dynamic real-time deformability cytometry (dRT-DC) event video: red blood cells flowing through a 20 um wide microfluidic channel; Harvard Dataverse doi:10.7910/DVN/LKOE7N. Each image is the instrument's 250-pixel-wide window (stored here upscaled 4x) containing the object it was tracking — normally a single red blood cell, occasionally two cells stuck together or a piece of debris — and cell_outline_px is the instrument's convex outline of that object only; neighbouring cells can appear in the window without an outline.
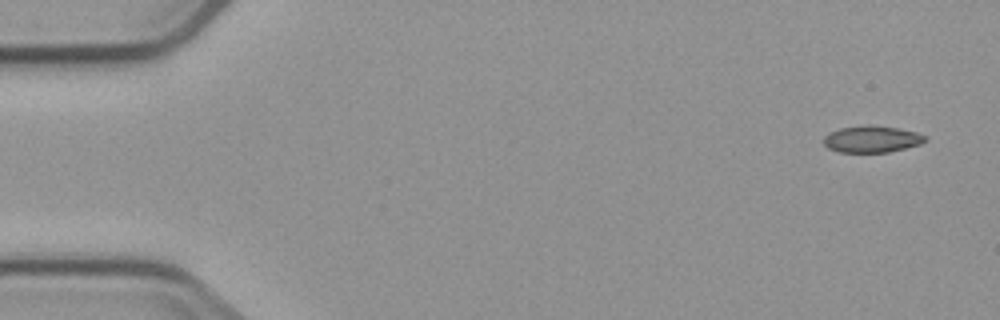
{"species": "common noctule bat (a hibernating species)", "species_latin": "Nyctalus noctula", "temperature_condition": "cold", "stored_images_in_passage": 3, "camera_frame_rate_fps": 3000, "um_per_image_px": 0.085, "animal": {"sex": "male", "body_mass_g": 23.1, "forearm_length_mm": 52.7}, "frame": {"image": 1, "passage_image": 1, "time_ms": 0.0, "image_size_px": [1000, 320], "cell_outline_px": [[928, 140], [920, 144], [888, 152], [840, 152], [828, 148], [824, 144], [824, 136], [828, 132], [840, 128], [872, 124], [896, 128], [916, 132], [928, 136]], "centroid_in_image_um": [74.11, 11.82], "position_along_channel_um": 10.9, "area_um2": 15.84}}
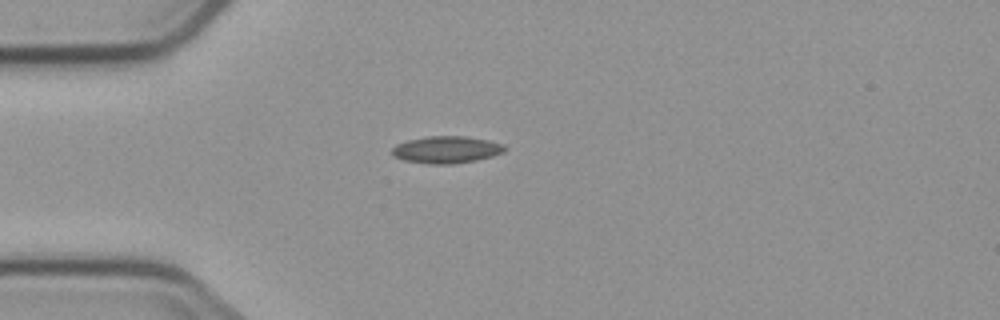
{"frame": {"image": 2, "passage_image": 3, "time_ms": 4.0, "image_size_px": [1000, 320], "cell_outline_px": [[508, 148], [504, 152], [492, 156], [476, 160], [452, 164], [428, 164], [404, 160], [392, 156], [392, 148], [396, 144], [408, 140], [424, 136], [464, 136], [488, 140], [504, 144]], "centroid_in_image_um": [37.95, 12.72], "position_along_channel_um": 47.1, "area_um2": 17.92}}